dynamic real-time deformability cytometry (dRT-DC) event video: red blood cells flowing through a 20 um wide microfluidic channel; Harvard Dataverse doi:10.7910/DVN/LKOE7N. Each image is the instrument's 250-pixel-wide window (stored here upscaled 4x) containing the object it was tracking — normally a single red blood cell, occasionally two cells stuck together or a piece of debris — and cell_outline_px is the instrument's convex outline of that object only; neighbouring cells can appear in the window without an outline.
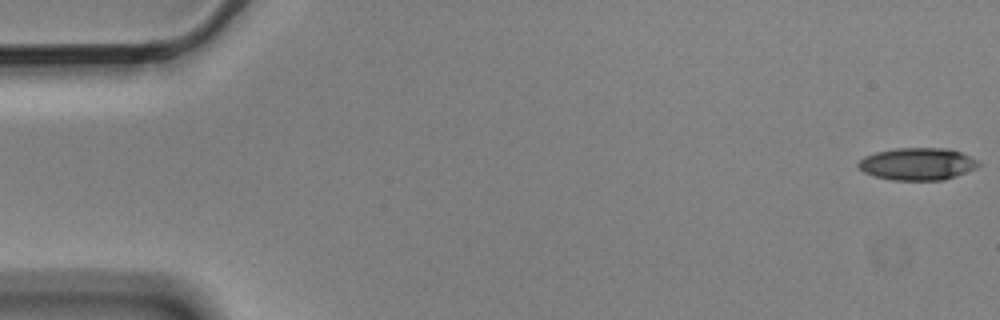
{"species": "Egyptian fruit bat (a non-hibernating species)", "species_latin": "Rousettus aegyptiacus", "temperature_condition": "cold", "stored_images_in_passage": 5, "camera_frame_rate_fps": 3000, "um_per_image_px": 0.085, "animal": {"sex": "male"}, "frame": {"image": 1, "passage_image": 1, "time_ms": 0.0, "image_size_px": [1000, 320], "cell_outline_px": [[980, 164], [976, 168], [956, 176], [944, 180], [892, 180], [872, 176], [864, 172], [856, 164], [864, 156], [876, 152], [896, 148], [948, 148], [960, 152], [976, 160]], "centroid_in_image_um": [77.95, 13.94], "position_along_channel_um": 7.0, "area_um2": 22.6}}
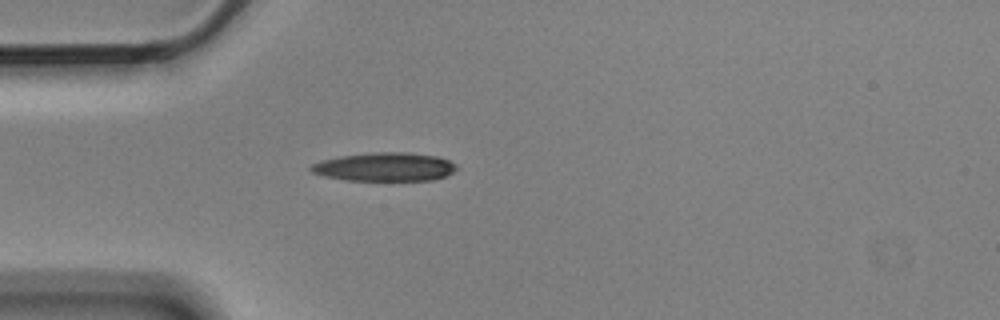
{"frame": {"image": 2, "passage_image": 5, "time_ms": 1.333, "image_size_px": [1000, 320], "cell_outline_px": [[456, 168], [448, 176], [432, 180], [344, 180], [324, 176], [312, 172], [308, 168], [312, 164], [320, 160], [340, 156], [380, 152], [404, 152], [436, 156], [448, 160], [456, 164]], "centroid_in_image_um": [32.68, 14.19], "position_along_channel_um": 52.3, "area_um2": 24.16}}